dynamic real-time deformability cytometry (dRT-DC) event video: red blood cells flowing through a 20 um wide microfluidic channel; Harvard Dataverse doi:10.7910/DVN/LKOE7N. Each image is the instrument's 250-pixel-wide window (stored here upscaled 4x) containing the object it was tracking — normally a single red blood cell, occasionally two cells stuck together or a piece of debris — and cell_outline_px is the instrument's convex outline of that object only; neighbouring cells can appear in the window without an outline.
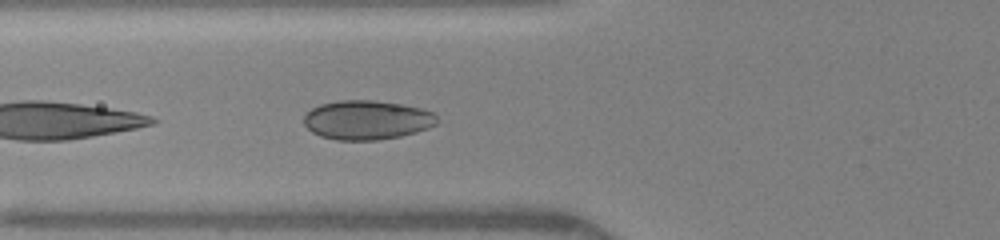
{"species": "human", "species_latin": "Homo sapiens", "temperature_condition": "warm", "stored_images_in_passage": 33, "camera_frame_rate_fps": 3000, "um_per_image_px": 0.085, "donor": {"sex": "female"}, "frame": {"image": 1, "passage_image": 3, "time_ms": 0.667, "image_size_px": [1000, 240], "cell_outline_px": [[436, 124], [428, 128], [416, 132], [400, 136], [376, 140], [336, 140], [320, 136], [312, 132], [304, 124], [304, 116], [312, 108], [320, 104], [340, 100], [372, 100], [404, 104], [420, 108], [432, 112], [436, 116]], "centroid_in_image_um": [31.17, 10.19], "position_along_channel_um": 94.6, "area_um2": 30.4}}
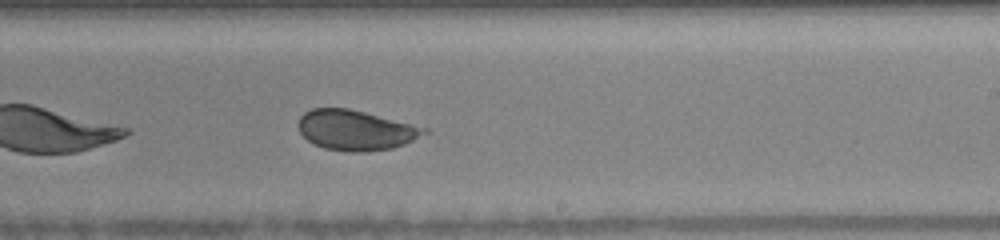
{"frame": {"image": 2, "passage_image": 15, "time_ms": 4.667, "image_size_px": [1000, 240], "cell_outline_px": [[428, 132], [404, 144], [392, 148], [360, 152], [352, 152], [324, 148], [308, 140], [300, 132], [300, 116], [304, 112], [312, 108], [348, 108], [428, 128]], "centroid_in_image_um": [30.23, 11.06], "position_along_channel_um": 258.8, "area_um2": 28.96}}
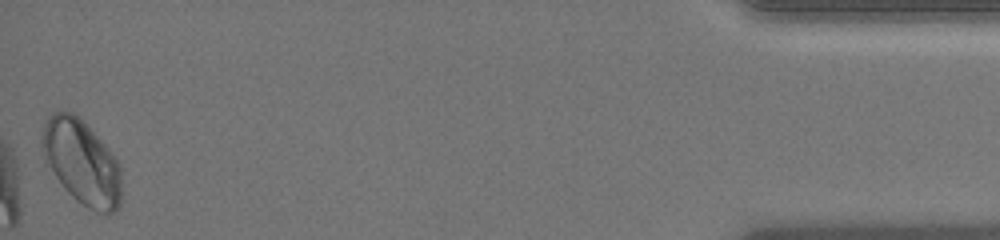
{"frame": {"image": 3, "passage_image": 33, "time_ms": 10.667, "image_size_px": [1000, 240], "cell_outline_px": [[120, 204], [116, 212], [108, 216], [96, 212], [88, 208], [76, 200], [64, 188], [44, 164], [40, 144], [40, 140], [44, 124], [48, 116], [52, 112], [72, 112], [80, 116], [84, 120], [108, 148], [120, 164]], "centroid_in_image_um": [6.91, 13.79], "position_along_channel_um": 428.3, "area_um2": 39.94}, "authors_computed_cell_mechanics": {"area_um2": 30.056, "velocity_mm_per_s": 4.1092, "shape_relaxation_time_tau1_ms": null, "shape_relaxation_time_tau2_ms": 0.6336, "deformation_change_tau1": null, "deformation_change_tau2": 0.0525}}